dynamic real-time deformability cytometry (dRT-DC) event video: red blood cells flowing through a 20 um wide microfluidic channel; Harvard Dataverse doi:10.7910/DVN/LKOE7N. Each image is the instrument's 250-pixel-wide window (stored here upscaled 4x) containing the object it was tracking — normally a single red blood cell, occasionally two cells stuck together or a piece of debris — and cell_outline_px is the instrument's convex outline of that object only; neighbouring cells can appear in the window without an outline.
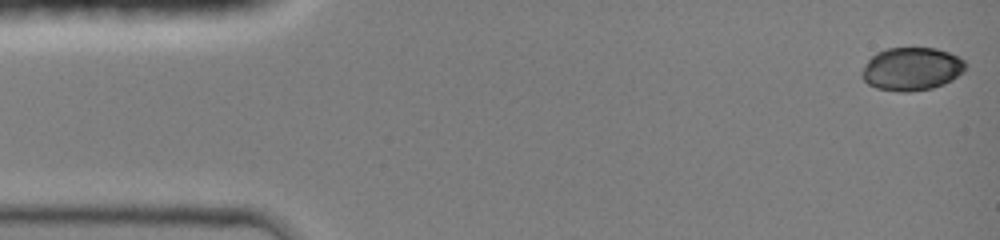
{"species": "common noctule bat (a hibernating species)", "species_latin": "Nyctalus noctula", "temperature_condition": "room temperature", "stored_images_in_passage": 44, "camera_frame_rate_fps": 3000, "um_per_image_px": 0.085, "animal": {"sex": "female", "body_mass_g": 19.0, "forearm_length_mm": 51.5}, "frame": {"image": 1, "passage_image": 1, "time_ms": 0.0, "image_size_px": [1000, 240], "cell_outline_px": [[968, 64], [964, 72], [952, 80], [944, 84], [932, 88], [908, 92], [900, 92], [876, 88], [868, 84], [860, 76], [860, 72], [868, 60], [876, 52], [888, 48], [936, 48], [948, 52], [964, 60]], "centroid_in_image_um": [77.49, 5.86], "position_along_channel_um": 7.5, "area_um2": 26.24}}
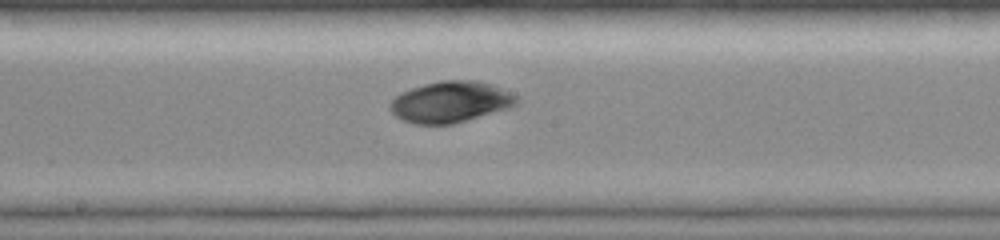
{"frame": {"image": 2, "passage_image": 24, "time_ms": 7.667, "image_size_px": [1000, 240], "cell_outline_px": [[516, 104], [508, 108], [452, 124], [412, 124], [396, 116], [388, 108], [388, 104], [400, 92], [424, 84], [444, 80], [476, 80], [492, 84], [516, 96]], "centroid_in_image_um": [38.24, 8.66], "position_along_channel_um": 210.0, "area_um2": 30.06}}
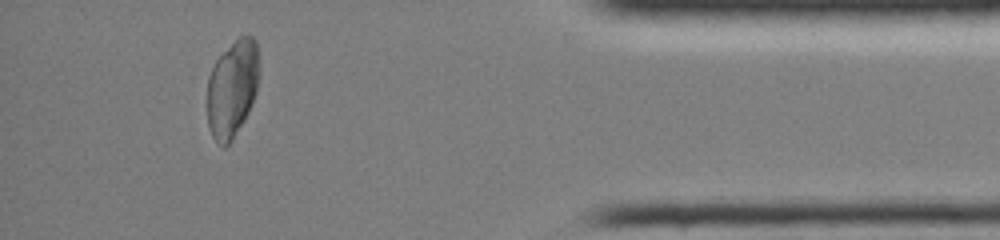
{"frame": {"image": 3, "passage_image": 41, "time_ms": 13.333, "image_size_px": [1000, 240], "cell_outline_px": [[260, 72], [256, 92], [252, 104], [244, 120], [232, 140], [224, 148], [212, 136], [208, 124], [208, 76], [216, 60], [240, 36], [252, 36], [256, 40], [260, 64]], "centroid_in_image_um": [19.77, 7.52], "position_along_channel_um": 415.4, "area_um2": 29.36}}